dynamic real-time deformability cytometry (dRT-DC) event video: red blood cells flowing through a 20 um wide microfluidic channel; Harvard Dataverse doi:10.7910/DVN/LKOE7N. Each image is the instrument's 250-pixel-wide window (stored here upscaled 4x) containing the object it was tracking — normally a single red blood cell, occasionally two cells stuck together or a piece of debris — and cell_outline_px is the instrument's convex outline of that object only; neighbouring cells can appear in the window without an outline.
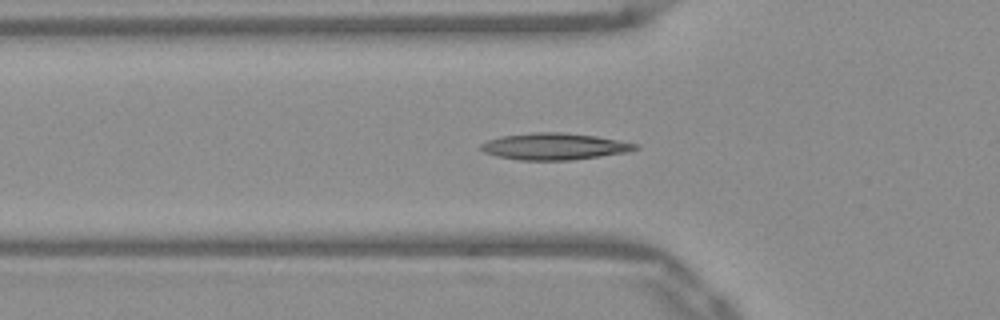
{"species": "Egyptian fruit bat (a non-hibernating species)", "species_latin": "Rousettus aegyptiacus", "temperature_condition": "warm", "stored_images_in_passage": 43, "camera_frame_rate_fps": 3000, "um_per_image_px": 0.085, "frame": {"image": 1, "passage_image": 16, "time_ms": 5.0, "image_size_px": [1000, 320], "cell_outline_px": [[640, 148], [628, 152], [572, 160], [520, 160], [496, 156], [484, 152], [480, 148], [480, 144], [488, 140], [500, 136], [536, 132], [560, 132], [596, 136], [640, 144]], "centroid_in_image_um": [47.14, 12.44], "position_along_channel_um": 78.7, "area_um2": 24.04}}
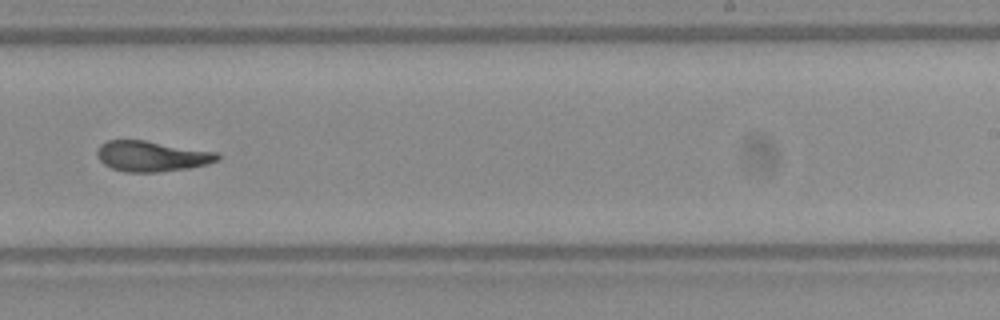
{"frame": {"image": 2, "passage_image": 31, "time_ms": 10.0, "image_size_px": [1000, 320], "cell_outline_px": [[220, 160], [208, 164], [188, 168], [156, 172], [124, 172], [112, 168], [104, 164], [96, 156], [96, 152], [100, 144], [108, 140], [144, 140], [220, 152]], "centroid_in_image_um": [12.92, 13.27], "position_along_channel_um": 276.1, "area_um2": 21.62}}
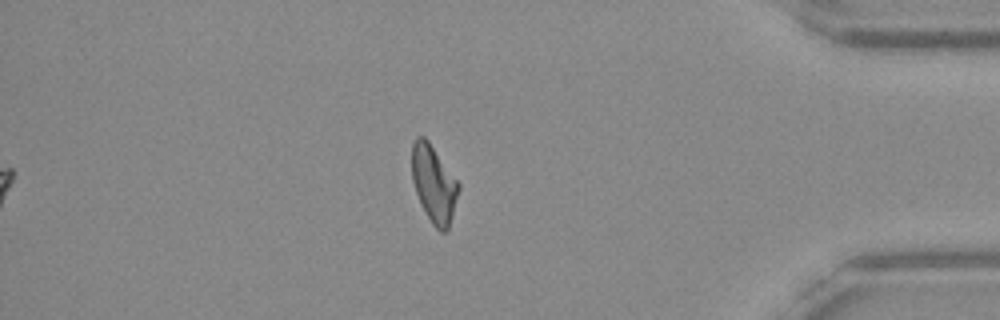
{"frame": {"image": 3, "passage_image": 43, "time_ms": 14.0, "image_size_px": [1000, 320], "cell_outline_px": [[460, 188], [448, 232], [440, 232], [432, 224], [420, 204], [412, 180], [412, 144], [416, 136], [424, 136], [428, 140], [460, 184]], "centroid_in_image_um": [36.88, 15.65], "position_along_channel_um": 398.3, "area_um2": 21.1}, "authors_computed_cell_mechanics": {"area_um2": 21.675, "velocity_mm_per_s": 3.9337, "shape_relaxation_time_tau1_ms": 8.1931, "shape_relaxation_time_tau2_ms": 1.8933, "deformation_change_tau1": 0.2364, "deformation_change_tau2": 0.0929}}